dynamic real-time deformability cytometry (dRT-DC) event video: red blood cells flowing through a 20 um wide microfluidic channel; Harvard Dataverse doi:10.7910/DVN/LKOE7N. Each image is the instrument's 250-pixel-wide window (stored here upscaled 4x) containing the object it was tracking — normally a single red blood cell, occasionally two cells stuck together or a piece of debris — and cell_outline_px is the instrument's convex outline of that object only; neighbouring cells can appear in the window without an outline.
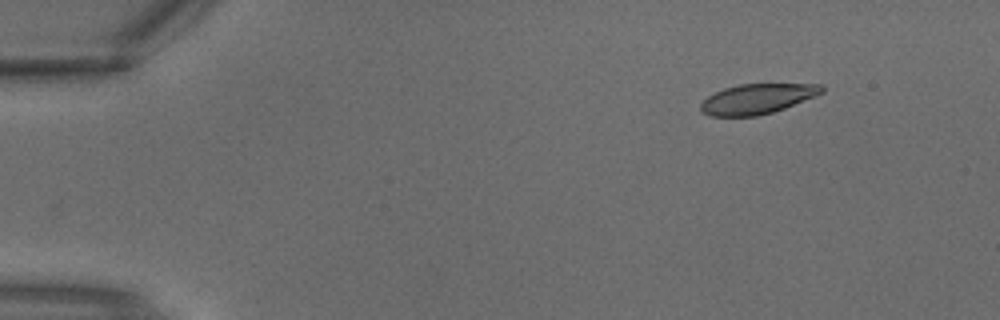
{"species": "common noctule bat (a hibernating species)", "species_latin": "Nyctalus noctula", "temperature_condition": "warm", "stored_images_in_passage": 3, "camera_frame_rate_fps": 3000, "um_per_image_px": 0.085, "animal": {"sex": "male", "body_mass_g": 18.8}, "frame": {"image": 1, "passage_image": 3, "time_ms": 0.667, "image_size_px": [1000, 320], "cell_outline_px": [[824, 92], [784, 108], [772, 112], [756, 116], [708, 116], [700, 112], [700, 104], [708, 96], [724, 88], [740, 84], [820, 84], [824, 88]], "centroid_in_image_um": [64.32, 8.41], "position_along_channel_um": 20.7, "area_um2": 21.04}}